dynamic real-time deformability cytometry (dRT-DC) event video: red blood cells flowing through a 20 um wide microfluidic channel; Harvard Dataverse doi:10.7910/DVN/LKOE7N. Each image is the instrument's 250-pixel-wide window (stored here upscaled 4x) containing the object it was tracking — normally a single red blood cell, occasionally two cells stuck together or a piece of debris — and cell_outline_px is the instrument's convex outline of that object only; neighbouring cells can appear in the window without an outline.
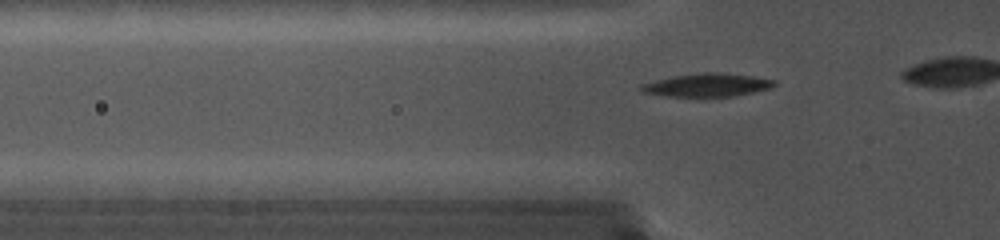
{"species": "common noctule bat (a hibernating species)", "species_latin": "Nyctalus noctula", "temperature_condition": "cold", "stored_images_in_passage": 17, "camera_frame_rate_fps": 5000, "um_per_image_px": 0.085, "animal": {"sex": "female", "body_mass_g": 19.0, "forearm_length_mm": 56.7}, "frame": {"image": 1, "passage_image": 8, "time_ms": 1.4, "image_size_px": [1000, 240], "cell_outline_px": [[776, 84], [768, 88], [752, 92], [732, 96], [668, 96], [644, 92], [640, 88], [640, 84], [672, 76], [696, 72], [724, 72], [756, 76], [776, 80]], "centroid_in_image_um": [60.13, 7.2], "position_along_channel_um": 65.7, "area_um2": 17.98}}
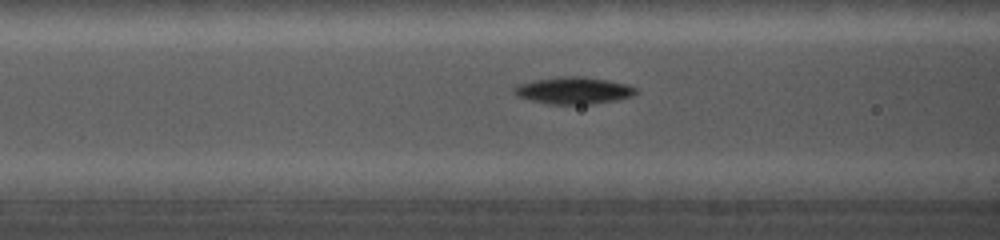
{"frame": {"image": 2, "passage_image": 15, "time_ms": 2.8, "image_size_px": [1000, 240], "cell_outline_px": [[636, 92], [632, 96], [616, 100], [592, 104], [548, 104], [532, 100], [520, 96], [512, 92], [512, 88], [516, 84], [556, 76], [580, 76], [608, 80], [628, 84], [636, 88]], "centroid_in_image_um": [48.74, 7.68], "position_along_channel_um": 117.9, "area_um2": 19.13}}